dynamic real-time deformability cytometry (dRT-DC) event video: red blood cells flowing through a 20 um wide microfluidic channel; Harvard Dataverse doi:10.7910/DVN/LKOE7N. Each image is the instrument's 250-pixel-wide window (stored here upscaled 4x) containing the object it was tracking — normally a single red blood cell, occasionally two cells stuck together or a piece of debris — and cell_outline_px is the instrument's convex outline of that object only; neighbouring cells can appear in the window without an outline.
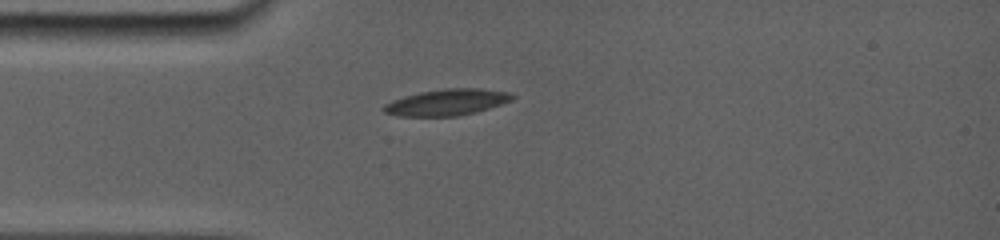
{"species": "common noctule bat (a hibernating species)", "species_latin": "Nyctalus noctula", "temperature_condition": "room temperature", "stored_images_in_passage": 6, "camera_frame_rate_fps": 5000, "um_per_image_px": 0.085, "animal": {"sex": "female", "body_mass_g": 19.0, "forearm_length_mm": 56.7}, "frame": {"image": 1, "passage_image": 1, "time_ms": 0.0, "image_size_px": [1000, 240], "cell_outline_px": [[516, 96], [512, 100], [488, 108], [456, 116], [400, 116], [384, 112], [384, 104], [392, 100], [404, 96], [420, 92], [444, 88], [480, 88], [512, 92]], "centroid_in_image_um": [38.01, 8.67], "position_along_channel_um": 47.0, "area_um2": 19.59}}
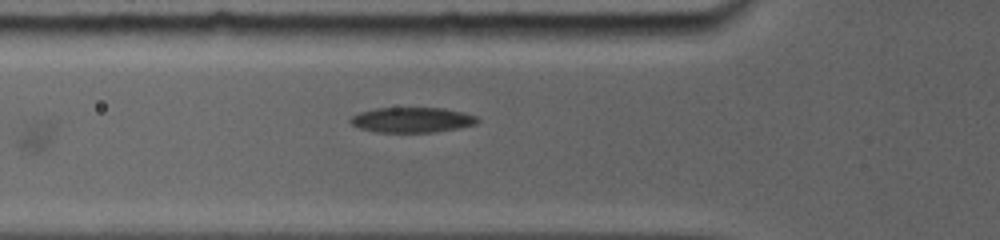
{"frame": {"image": 2, "passage_image": 3, "time_ms": 1.4, "image_size_px": [1000, 240], "cell_outline_px": [[480, 120], [476, 124], [428, 132], [380, 132], [360, 128], [352, 124], [348, 120], [352, 116], [360, 112], [376, 108], [444, 108], [476, 116]], "centroid_in_image_um": [34.98, 10.18], "position_along_channel_um": 90.8, "area_um2": 18.21}}
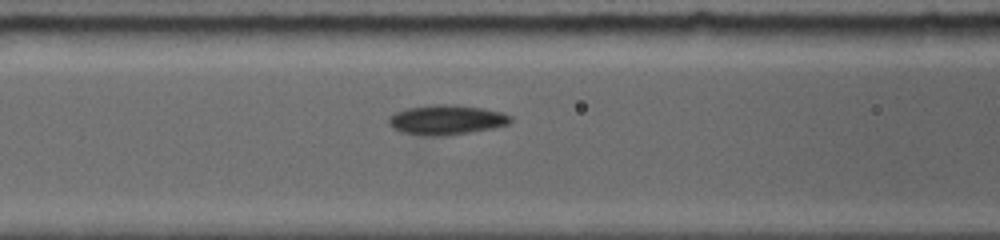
{"frame": {"image": 3, "passage_image": 5, "time_ms": 2.4, "image_size_px": [1000, 240], "cell_outline_px": [[512, 120], [508, 124], [488, 128], [464, 132], [408, 132], [396, 128], [388, 120], [396, 112], [408, 108], [432, 104], [444, 104], [480, 108], [500, 112], [512, 116]], "centroid_in_image_um": [38.02, 10.1], "position_along_channel_um": 128.6, "area_um2": 19.13}}